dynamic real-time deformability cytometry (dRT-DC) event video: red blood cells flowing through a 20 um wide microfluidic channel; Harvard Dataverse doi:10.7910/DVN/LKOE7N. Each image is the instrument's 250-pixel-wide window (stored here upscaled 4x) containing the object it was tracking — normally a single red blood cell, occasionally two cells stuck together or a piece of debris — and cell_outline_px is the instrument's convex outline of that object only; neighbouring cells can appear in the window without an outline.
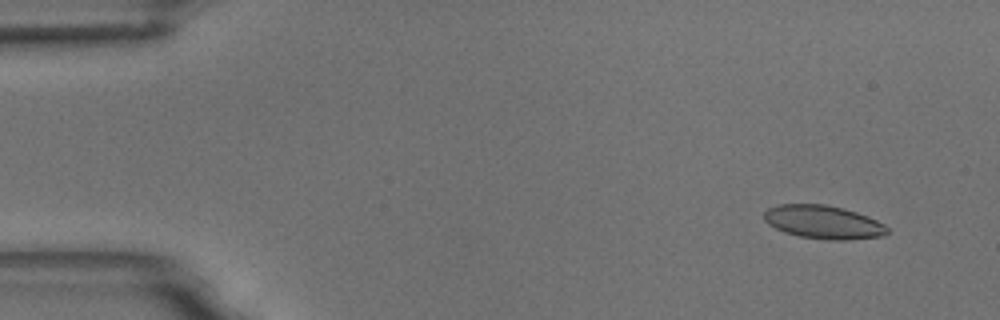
{"species": "common noctule bat (a hibernating species)", "species_latin": "Nyctalus noctula", "temperature_condition": "room temperature", "stored_images_in_passage": 15, "camera_frame_rate_fps": 3000, "um_per_image_px": 0.085, "animal": {"sex": "male", "body_mass_g": 18.8}, "frame": {"image": 1, "passage_image": 2, "time_ms": 1.0, "image_size_px": [1000, 320], "cell_outline_px": [[888, 232], [884, 236], [848, 240], [828, 240], [800, 236], [784, 232], [768, 224], [764, 220], [764, 212], [768, 208], [776, 204], [824, 204], [856, 212], [868, 216], [884, 224], [888, 228]], "centroid_in_image_um": [69.98, 18.88], "position_along_channel_um": 15.0, "area_um2": 23.99}}
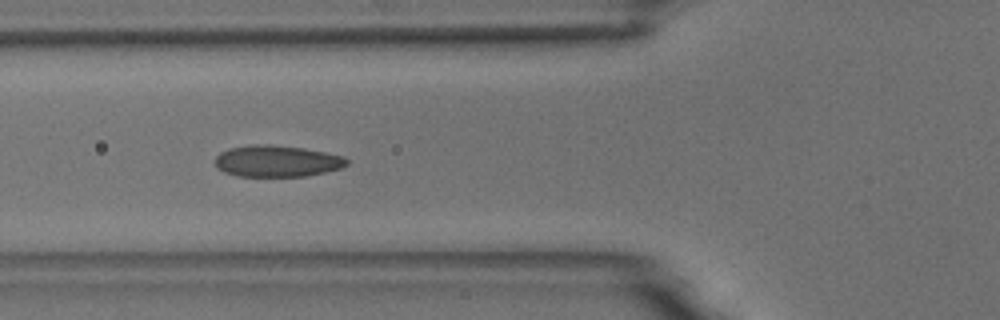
{"frame": {"image": 2, "passage_image": 6, "time_ms": 6.333, "image_size_px": [1000, 320], "cell_outline_px": [[348, 164], [340, 168], [324, 172], [304, 176], [236, 176], [224, 172], [216, 168], [216, 156], [220, 152], [228, 148], [252, 144], [272, 144], [304, 148], [344, 156], [348, 160]], "centroid_in_image_um": [23.51, 13.68], "position_along_channel_um": 102.3, "area_um2": 24.28}}
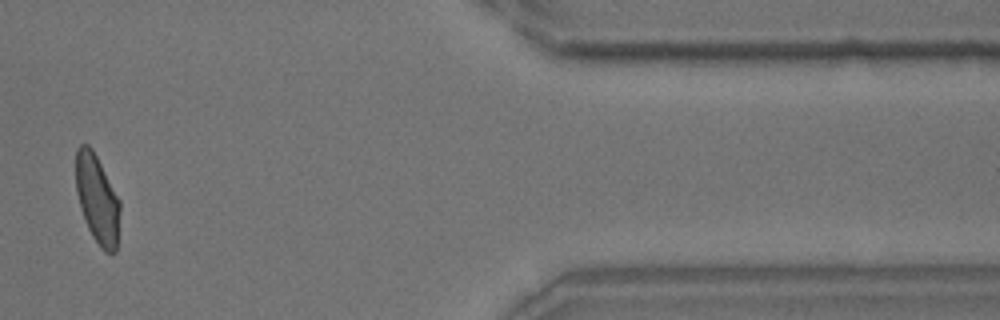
{"frame": {"image": 3, "passage_image": 14, "time_ms": 15.667, "image_size_px": [1000, 320], "cell_outline_px": [[120, 212], [116, 252], [104, 252], [100, 248], [92, 236], [88, 228], [80, 208], [76, 192], [76, 148], [80, 144], [88, 144], [92, 148], [120, 200]], "centroid_in_image_um": [8.26, 16.93], "position_along_channel_um": 403.1, "area_um2": 22.89}, "authors_computed_cell_mechanics": {"area_um2": 23.698, "velocity_mm_per_s": 3.6932, "shape_relaxation_time_tau1_ms": 10.0363, "shape_relaxation_time_tau2_ms": null, "deformation_change_tau1": 0.2097, "deformation_change_tau2": null}}